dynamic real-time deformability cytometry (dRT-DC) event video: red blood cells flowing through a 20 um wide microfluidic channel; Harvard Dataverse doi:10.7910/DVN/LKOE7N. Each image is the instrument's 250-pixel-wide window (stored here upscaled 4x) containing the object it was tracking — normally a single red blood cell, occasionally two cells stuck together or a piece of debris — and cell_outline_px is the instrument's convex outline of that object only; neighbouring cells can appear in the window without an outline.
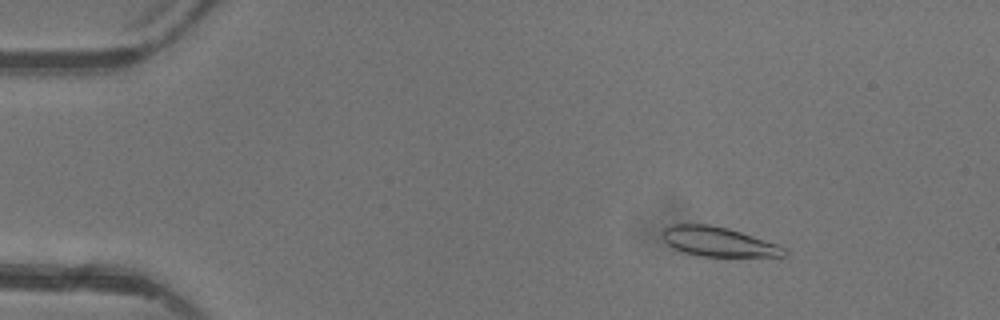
{"species": "common noctule bat (a hibernating species)", "species_latin": "Nyctalus noctula", "temperature_condition": "warm", "stored_images_in_passage": 5, "camera_frame_rate_fps": 3000, "um_per_image_px": 0.085, "animal": {"sex": "female"}, "frame": {"image": 1, "passage_image": 2, "time_ms": 1.0, "image_size_px": [1000, 320], "cell_outline_px": [[788, 252], [784, 256], [700, 256], [684, 252], [668, 244], [664, 240], [660, 232], [664, 228], [672, 224], [708, 224], [728, 228], [776, 244], [784, 248]], "centroid_in_image_um": [61.01, 20.53], "position_along_channel_um": 24.0, "area_um2": 20.63}}